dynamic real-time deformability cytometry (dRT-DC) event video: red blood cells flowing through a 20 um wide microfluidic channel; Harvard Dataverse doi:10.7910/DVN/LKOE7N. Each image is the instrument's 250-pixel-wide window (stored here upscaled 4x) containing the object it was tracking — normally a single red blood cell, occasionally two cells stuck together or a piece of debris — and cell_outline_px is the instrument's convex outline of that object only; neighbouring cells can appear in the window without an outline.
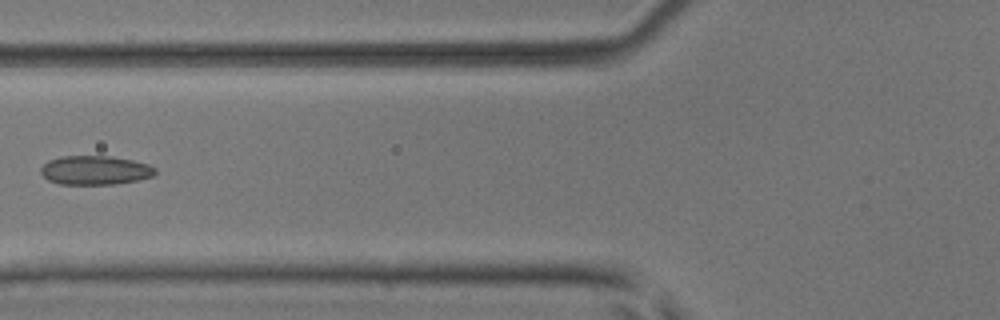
{"species": "common noctule bat (a hibernating species)", "species_latin": "Nyctalus noctula", "temperature_condition": "room temperature", "stored_images_in_passage": 5, "camera_frame_rate_fps": 3000, "um_per_image_px": 0.085, "animal": {"sex": "male", "body_mass_g": 17.9, "forearm_length_mm": 54.2}, "frame": {"image": 1, "passage_image": 5, "time_ms": 1.333, "image_size_px": [1000, 320], "cell_outline_px": [[156, 172], [152, 176], [136, 180], [116, 184], [60, 184], [48, 180], [40, 172], [40, 168], [48, 160], [60, 156], [112, 156], [132, 160], [148, 164], [156, 168]], "centroid_in_image_um": [8.07, 14.46], "position_along_channel_um": 117.7, "area_um2": 19.36}}